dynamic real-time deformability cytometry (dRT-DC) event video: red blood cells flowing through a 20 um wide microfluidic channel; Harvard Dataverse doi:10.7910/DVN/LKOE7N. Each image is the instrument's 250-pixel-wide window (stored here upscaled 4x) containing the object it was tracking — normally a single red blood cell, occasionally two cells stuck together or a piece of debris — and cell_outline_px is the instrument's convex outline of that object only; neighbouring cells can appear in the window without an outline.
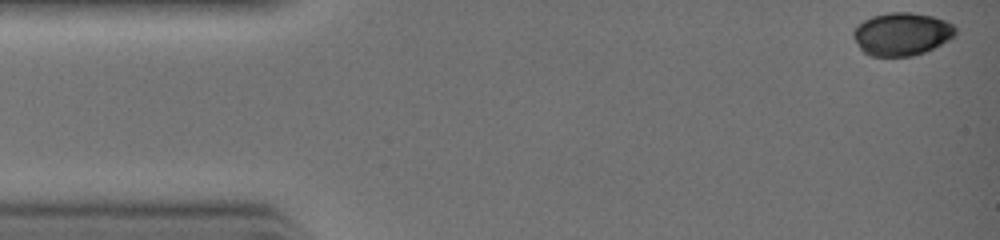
{"species": "common noctule bat (a hibernating species)", "species_latin": "Nyctalus noctula", "temperature_condition": "warm", "stored_images_in_passage": 29, "camera_frame_rate_fps": 3000, "um_per_image_px": 0.085, "animal": {"sex": "female", "body_mass_g": 19.0, "forearm_length_mm": 51.5}, "frame": {"image": 1, "passage_image": 1, "time_ms": 0.0, "image_size_px": [1000, 240], "cell_outline_px": [[956, 36], [924, 52], [912, 56], [872, 56], [864, 52], [860, 48], [852, 36], [852, 32], [864, 20], [872, 16], [888, 12], [912, 12], [932, 16], [944, 20], [952, 24], [956, 28]], "centroid_in_image_um": [76.65, 2.88], "position_along_channel_um": 8.3, "area_um2": 25.43}}
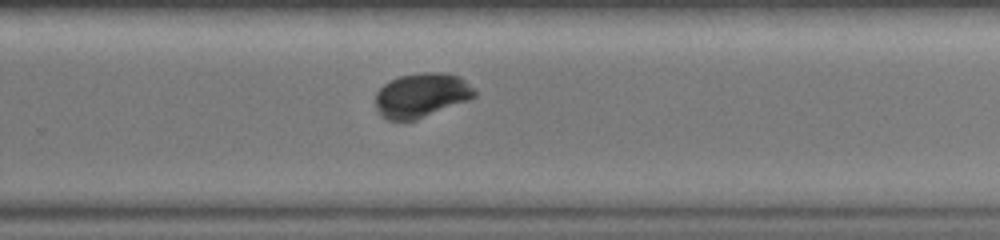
{"frame": {"image": 2, "passage_image": 21, "time_ms": 6.667, "image_size_px": [1000, 240], "cell_outline_px": [[476, 96], [468, 100], [416, 120], [388, 120], [380, 116], [376, 108], [376, 92], [384, 84], [400, 76], [424, 72], [440, 72], [460, 76], [476, 88]], "centroid_in_image_um": [35.84, 8.09], "position_along_channel_um": 294.0, "area_um2": 25.66}}
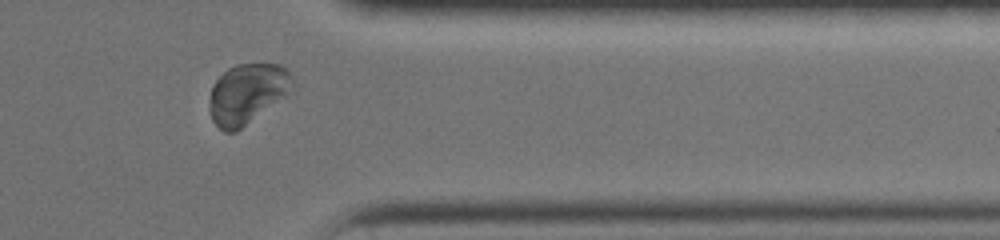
{"frame": {"image": 3, "passage_image": 26, "time_ms": 8.333, "image_size_px": [1000, 240], "cell_outline_px": [[296, 92], [236, 132], [224, 132], [212, 120], [208, 108], [212, 84], [228, 68], [236, 64], [280, 64], [288, 68], [292, 76]], "centroid_in_image_um": [21.09, 7.97], "position_along_channel_um": 390.3, "area_um2": 30.17}}